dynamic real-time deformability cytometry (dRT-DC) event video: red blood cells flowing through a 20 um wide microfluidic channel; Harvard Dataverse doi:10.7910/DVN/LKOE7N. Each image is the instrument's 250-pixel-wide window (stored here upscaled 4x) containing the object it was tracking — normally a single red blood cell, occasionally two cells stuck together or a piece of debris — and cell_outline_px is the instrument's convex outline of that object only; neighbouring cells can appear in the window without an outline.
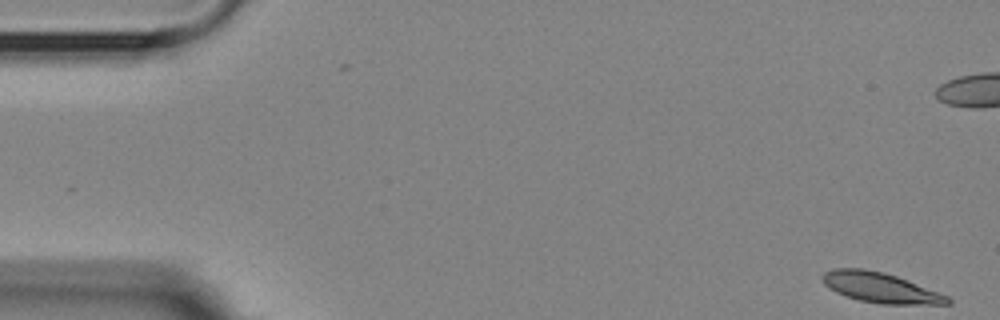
{"species": "Egyptian fruit bat (a non-hibernating species)", "species_latin": "Rousettus aegyptiacus", "temperature_condition": "room temperature", "stored_images_in_passage": 2, "camera_frame_rate_fps": 3000, "um_per_image_px": 0.085, "animal": {"sex": "female"}, "frame": {"image": 1, "passage_image": 2, "time_ms": 0.333, "image_size_px": [1000, 320], "cell_outline_px": [[952, 304], [880, 304], [860, 300], [836, 292], [828, 288], [824, 284], [820, 276], [824, 272], [832, 268], [864, 268], [884, 272], [896, 276], [948, 296], [952, 300]], "centroid_in_image_um": [74.79, 24.44], "position_along_channel_um": 10.2, "area_um2": 21.91}}